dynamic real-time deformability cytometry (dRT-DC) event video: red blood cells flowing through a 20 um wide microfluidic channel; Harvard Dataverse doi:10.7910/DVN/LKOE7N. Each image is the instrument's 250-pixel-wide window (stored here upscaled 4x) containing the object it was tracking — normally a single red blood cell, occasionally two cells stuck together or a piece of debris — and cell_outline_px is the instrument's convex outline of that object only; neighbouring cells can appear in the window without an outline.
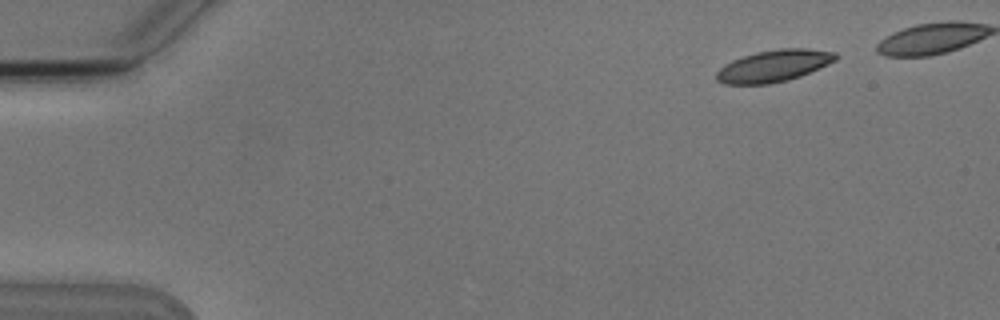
{"species": "Egyptian fruit bat (a non-hibernating species)", "species_latin": "Rousettus aegyptiacus", "temperature_condition": "cold", "stored_images_in_passage": 5, "camera_frame_rate_fps": 3000, "um_per_image_px": 0.085, "animal": {"sex": "male"}, "frame": {"image": 1, "passage_image": 1, "time_ms": 0.0, "image_size_px": [1000, 320], "cell_outline_px": [[840, 56], [836, 60], [828, 64], [800, 76], [788, 80], [768, 84], [724, 84], [716, 80], [716, 72], [724, 64], [732, 60], [756, 52], [776, 48], [808, 48], [836, 52]], "centroid_in_image_um": [65.78, 5.59], "position_along_channel_um": 19.2, "area_um2": 22.25}}